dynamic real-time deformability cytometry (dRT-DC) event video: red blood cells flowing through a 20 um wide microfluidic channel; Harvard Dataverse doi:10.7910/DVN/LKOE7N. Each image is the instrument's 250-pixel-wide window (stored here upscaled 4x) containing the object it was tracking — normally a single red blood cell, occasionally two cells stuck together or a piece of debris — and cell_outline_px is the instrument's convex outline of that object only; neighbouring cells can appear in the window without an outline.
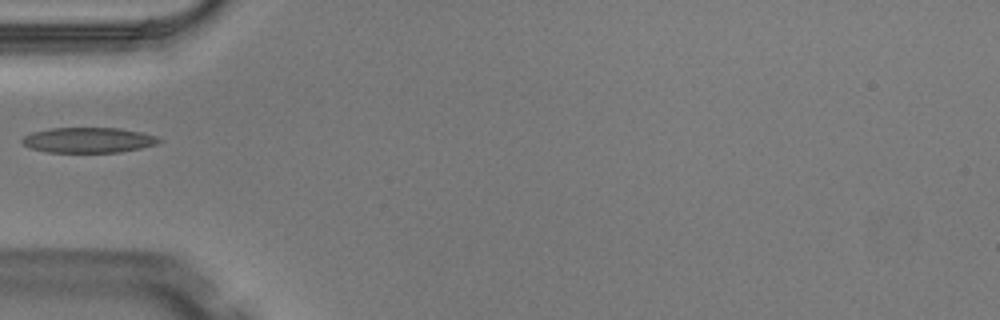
{"species": "Egyptian fruit bat (a non-hibernating species)", "species_latin": "Rousettus aegyptiacus", "temperature_condition": "warm", "stored_images_in_passage": 1, "camera_frame_rate_fps": 3000, "um_per_image_px": 0.085, "animal": {"sex": "male"}, "frame": {"image": 1, "passage_image": 1, "time_ms": 0.0, "image_size_px": [1000, 320], "cell_outline_px": [[164, 140], [156, 144], [140, 148], [120, 152], [48, 152], [32, 148], [24, 144], [20, 140], [24, 136], [32, 132], [52, 128], [120, 128], [140, 132], [156, 136]], "centroid_in_image_um": [7.53, 11.9], "position_along_channel_um": 77.5, "area_um2": 20.06}}